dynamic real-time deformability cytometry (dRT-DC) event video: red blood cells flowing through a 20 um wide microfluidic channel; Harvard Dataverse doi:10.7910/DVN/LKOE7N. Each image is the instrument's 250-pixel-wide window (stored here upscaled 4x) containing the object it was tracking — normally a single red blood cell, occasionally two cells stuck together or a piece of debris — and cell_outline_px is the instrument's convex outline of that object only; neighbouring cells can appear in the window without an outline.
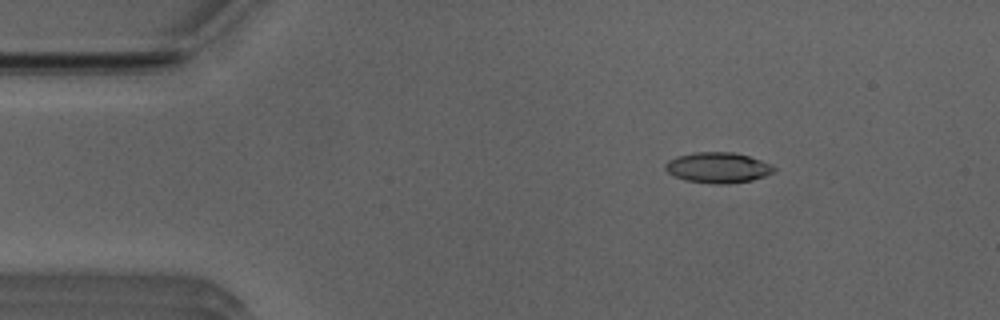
{"species": "Egyptian fruit bat (a non-hibernating species)", "species_latin": "Rousettus aegyptiacus", "temperature_condition": "room temperature", "stored_images_in_passage": 11, "camera_frame_rate_fps": 3000, "um_per_image_px": 0.085, "animal": {"sex": "male"}, "frame": {"image": 1, "passage_image": 8, "time_ms": 2.333, "image_size_px": [1000, 320], "cell_outline_px": [[776, 168], [772, 172], [764, 176], [752, 180], [728, 184], [712, 184], [684, 180], [668, 172], [664, 168], [664, 164], [668, 160], [676, 156], [696, 152], [732, 152], [748, 156], [772, 164]], "centroid_in_image_um": [61.0, 14.25], "position_along_channel_um": 24.0, "area_um2": 19.36}}